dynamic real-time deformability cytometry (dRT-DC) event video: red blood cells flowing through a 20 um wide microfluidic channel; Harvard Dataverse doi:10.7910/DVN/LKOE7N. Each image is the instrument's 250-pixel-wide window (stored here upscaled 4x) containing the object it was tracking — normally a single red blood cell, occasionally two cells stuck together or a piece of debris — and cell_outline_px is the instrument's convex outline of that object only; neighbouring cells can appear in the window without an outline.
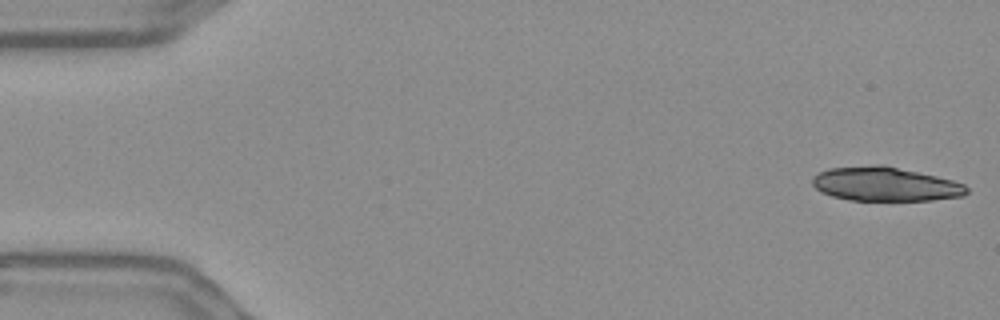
{"species": "Egyptian fruit bat (a non-hibernating species)", "species_latin": "Rousettus aegyptiacus", "temperature_condition": "warm", "stored_images_in_passage": 36, "camera_frame_rate_fps": 3000, "um_per_image_px": 0.085, "frame": {"image": 1, "passage_image": 1, "time_ms": 0.0, "image_size_px": [1000, 320], "cell_outline_px": [[968, 192], [964, 196], [932, 200], [848, 200], [832, 196], [820, 192], [812, 184], [812, 176], [828, 168], [876, 164], [884, 164], [936, 176], [952, 180], [964, 184], [968, 188]], "centroid_in_image_um": [75.22, 15.64], "position_along_channel_um": 9.8, "area_um2": 30.81}}
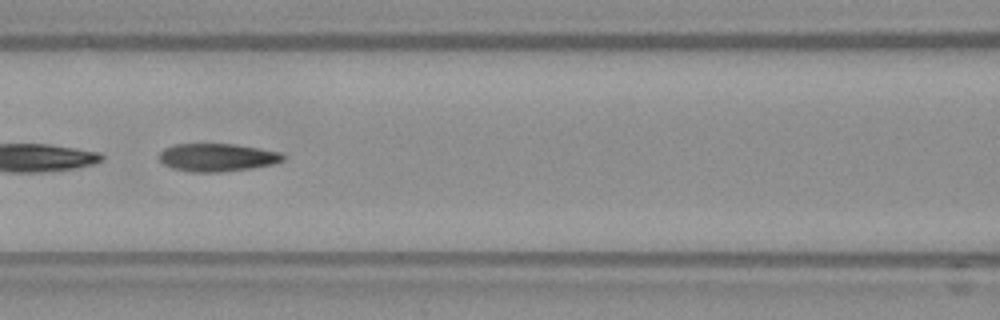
{"frame": {"image": 2, "passage_image": 24, "time_ms": 7.667, "image_size_px": [1000, 320], "cell_outline_px": [[288, 156], [284, 160], [272, 164], [252, 168], [220, 172], [188, 172], [172, 168], [164, 164], [160, 160], [160, 152], [164, 148], [176, 144], [236, 144], [284, 152]], "centroid_in_image_um": [18.52, 13.38], "position_along_channel_um": 148.1, "area_um2": 20.4}}